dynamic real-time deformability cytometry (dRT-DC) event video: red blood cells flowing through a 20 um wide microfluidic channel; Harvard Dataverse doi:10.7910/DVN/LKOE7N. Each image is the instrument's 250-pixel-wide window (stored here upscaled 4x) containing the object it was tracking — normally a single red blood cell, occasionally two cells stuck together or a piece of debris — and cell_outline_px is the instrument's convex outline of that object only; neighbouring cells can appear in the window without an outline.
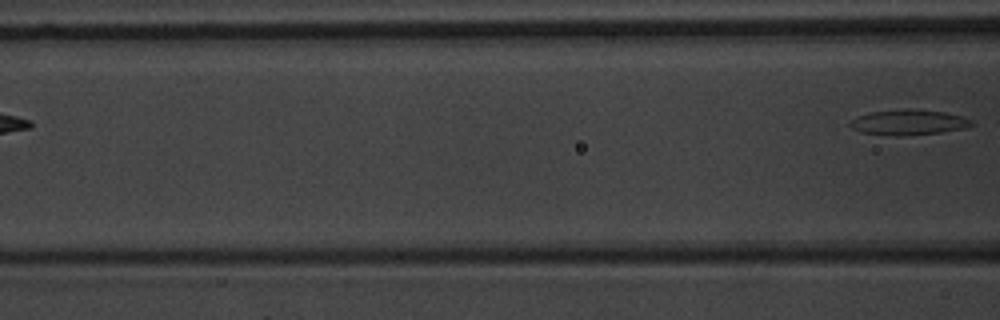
{"species": "common noctule bat (a hibernating species)", "species_latin": "Nyctalus noctula", "temperature_condition": "warm", "stored_images_in_passage": 5, "camera_frame_rate_fps": 3000, "um_per_image_px": 0.085, "animal": {"sex": "male", "body_mass_g": 20.1, "forearm_length_mm": 53.5}, "frame": {"image": 1, "passage_image": 5, "time_ms": 5.0, "image_size_px": [1000, 320], "cell_outline_px": [[976, 124], [964, 128], [944, 132], [860, 132], [852, 128], [848, 124], [856, 116], [872, 112], [944, 112], [960, 116], [972, 120]], "centroid_in_image_um": [77.29, 10.39], "position_along_channel_um": 89.3, "area_um2": 15.66}}